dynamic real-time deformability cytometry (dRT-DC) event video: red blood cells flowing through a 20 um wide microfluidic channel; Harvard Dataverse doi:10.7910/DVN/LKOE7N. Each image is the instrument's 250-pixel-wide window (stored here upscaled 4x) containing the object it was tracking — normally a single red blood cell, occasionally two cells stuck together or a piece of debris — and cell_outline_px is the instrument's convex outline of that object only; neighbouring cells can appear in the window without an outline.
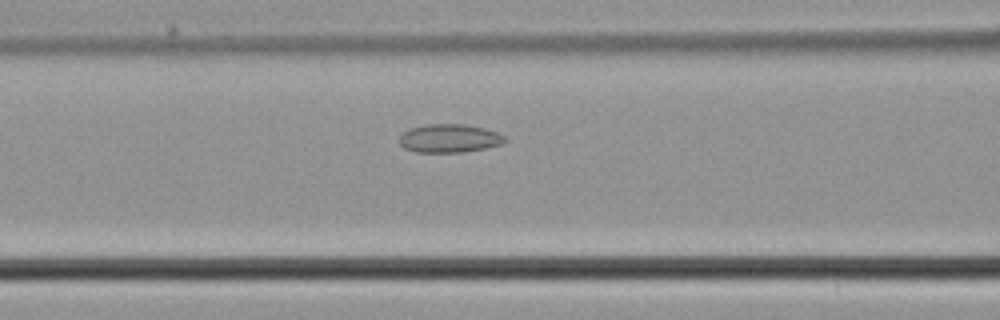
{"species": "common noctule bat (a hibernating species)", "species_latin": "Nyctalus noctula", "temperature_condition": "cold", "stored_images_in_passage": 42, "camera_frame_rate_fps": 3000, "um_per_image_px": 0.085, "animal": {"sex": "male", "body_mass_g": 21.5, "forearm_length_mm": 52.0}, "frame": {"image": 1, "passage_image": 13, "time_ms": 4.0, "image_size_px": [1000, 320], "cell_outline_px": [[508, 140], [500, 144], [484, 148], [464, 152], [416, 152], [404, 148], [400, 144], [400, 136], [408, 128], [428, 124], [464, 124], [484, 128], [496, 132], [504, 136]], "centroid_in_image_um": [38.18, 11.75], "position_along_channel_um": 128.4, "area_um2": 17.4}}
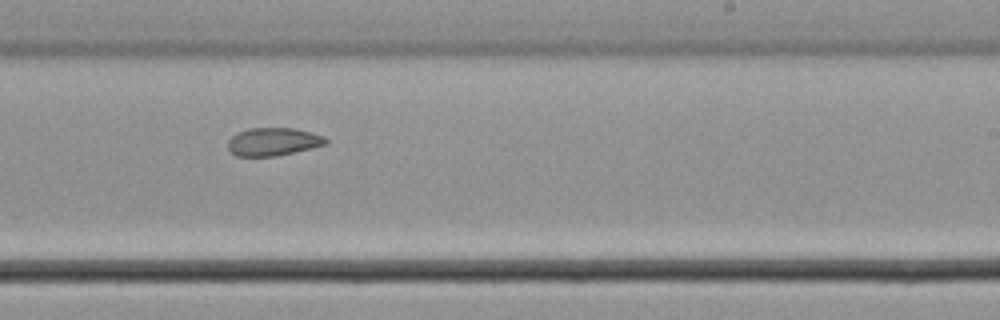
{"frame": {"image": 2, "passage_image": 23, "time_ms": 7.333, "image_size_px": [1000, 320], "cell_outline_px": [[328, 144], [312, 148], [276, 156], [236, 156], [228, 152], [228, 140], [236, 132], [248, 128], [296, 128], [312, 132], [324, 136], [328, 140]], "centroid_in_image_um": [23.21, 12.04], "position_along_channel_um": 265.8, "area_um2": 16.24}}
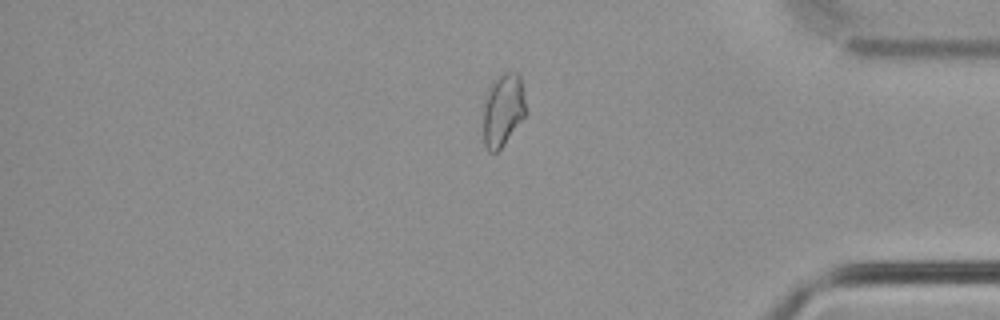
{"frame": {"image": 3, "passage_image": 34, "time_ms": 11.0, "image_size_px": [1000, 320], "cell_outline_px": [[524, 116], [504, 144], [496, 152], [488, 152], [484, 144], [484, 96], [492, 80], [496, 76], [504, 72], [516, 72], [520, 76], [524, 92]], "centroid_in_image_um": [42.72, 9.3], "position_along_channel_um": 392.5, "area_um2": 17.98}}